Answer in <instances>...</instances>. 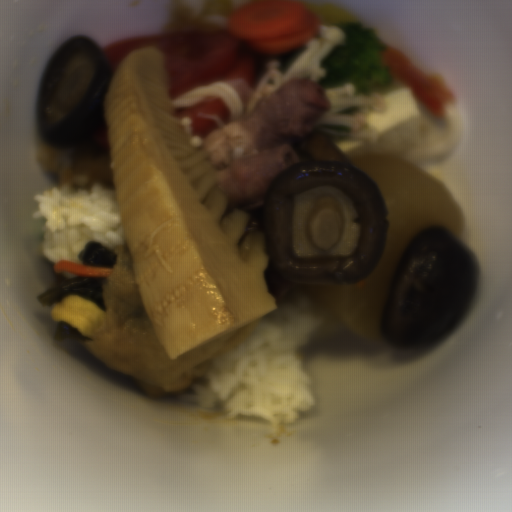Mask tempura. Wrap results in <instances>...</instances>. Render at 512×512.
<instances>
[{"instance_id":"tempura-1","label":"tempura","mask_w":512,"mask_h":512,"mask_svg":"<svg viewBox=\"0 0 512 512\" xmlns=\"http://www.w3.org/2000/svg\"><path fill=\"white\" fill-rule=\"evenodd\" d=\"M383 59L391 71L390 84L408 87L414 100L425 107L437 120L444 118L448 105H456L458 98L432 74L384 42Z\"/></svg>"},{"instance_id":"tempura-2","label":"tempura","mask_w":512,"mask_h":512,"mask_svg":"<svg viewBox=\"0 0 512 512\" xmlns=\"http://www.w3.org/2000/svg\"><path fill=\"white\" fill-rule=\"evenodd\" d=\"M300 3L308 7L323 26L337 25L339 27L348 22H359L365 25L363 20L353 11L339 4L306 0Z\"/></svg>"}]
</instances>
